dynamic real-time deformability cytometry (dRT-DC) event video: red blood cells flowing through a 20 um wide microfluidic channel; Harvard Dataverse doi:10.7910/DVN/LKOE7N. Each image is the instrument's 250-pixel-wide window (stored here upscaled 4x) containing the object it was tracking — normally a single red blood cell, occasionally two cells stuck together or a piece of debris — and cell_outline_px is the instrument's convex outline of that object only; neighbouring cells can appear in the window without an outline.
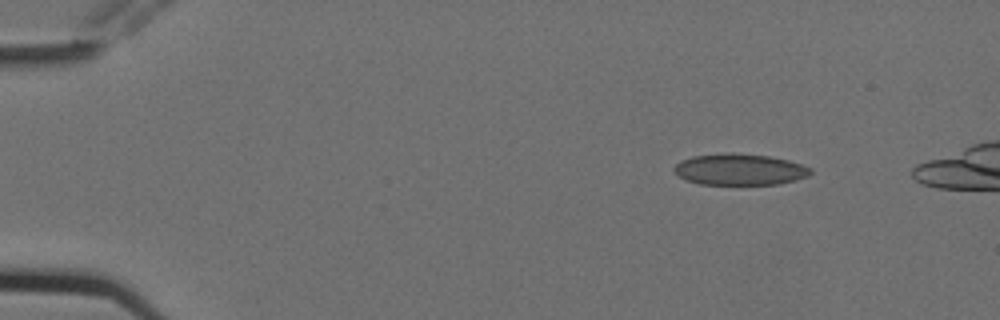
{"species": "Egyptian fruit bat (a non-hibernating species)", "species_latin": "Rousettus aegyptiacus", "temperature_condition": "cold", "stored_images_in_passage": 5, "camera_frame_rate_fps": 3000, "um_per_image_px": 0.085, "animal": {"sex": "female"}, "frame": {"image": 1, "passage_image": 1, "time_ms": 0.0, "image_size_px": [1000, 320], "cell_outline_px": [[812, 172], [808, 176], [796, 180], [780, 184], [700, 184], [688, 180], [680, 176], [672, 168], [680, 160], [692, 156], [724, 152], [728, 152], [768, 156], [788, 160], [812, 168]], "centroid_in_image_um": [62.88, 14.39], "position_along_channel_um": 22.1, "area_um2": 24.91}}
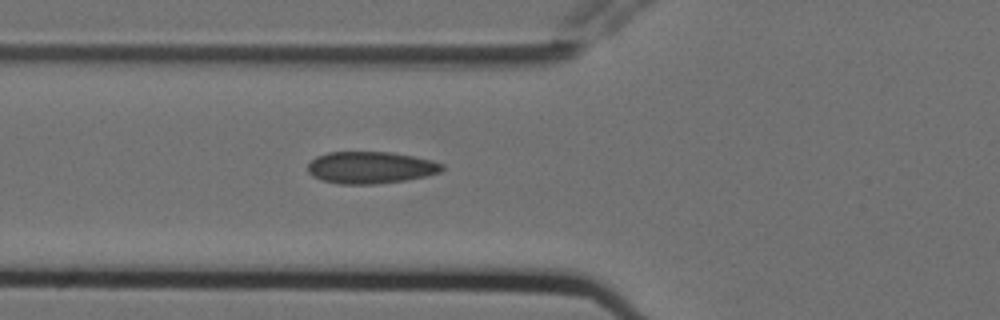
{"frame": {"image": 2, "passage_image": 5, "time_ms": 1.333, "image_size_px": [1000, 320], "cell_outline_px": [[444, 168], [440, 172], [424, 176], [404, 180], [376, 184], [340, 184], [320, 180], [312, 176], [308, 172], [308, 164], [316, 156], [328, 152], [392, 152], [432, 160], [444, 164]], "centroid_in_image_um": [31.47, 14.24], "position_along_channel_um": 94.3, "area_um2": 25.03}}